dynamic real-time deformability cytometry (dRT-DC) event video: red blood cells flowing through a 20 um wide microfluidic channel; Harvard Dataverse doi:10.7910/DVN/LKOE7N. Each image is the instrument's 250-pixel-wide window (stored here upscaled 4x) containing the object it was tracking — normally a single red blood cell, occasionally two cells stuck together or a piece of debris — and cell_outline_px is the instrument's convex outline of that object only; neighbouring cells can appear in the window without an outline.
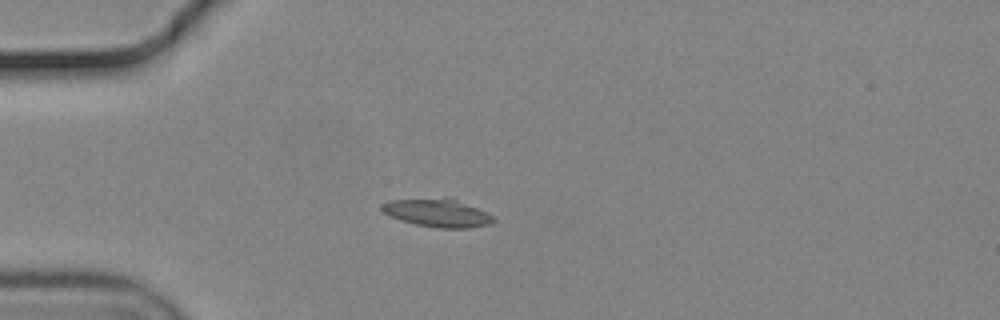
{"species": "common noctule bat (a hibernating species)", "species_latin": "Nyctalus noctula", "temperature_condition": "cold", "stored_images_in_passage": 36, "camera_frame_rate_fps": 3000, "um_per_image_px": 0.085, "animal": {"sex": "male", "body_mass_g": 19.2, "forearm_length_mm": 51.8}, "frame": {"image": 1, "passage_image": 1, "time_ms": 0.0, "image_size_px": [1000, 320], "cell_outline_px": [[496, 220], [492, 224], [468, 228], [436, 228], [416, 224], [400, 220], [384, 212], [380, 208], [380, 204], [388, 200], [444, 196], [452, 196], [488, 212], [496, 216]], "centroid_in_image_um": [37.24, 18.06], "position_along_channel_um": 47.8, "area_um2": 19.13}}
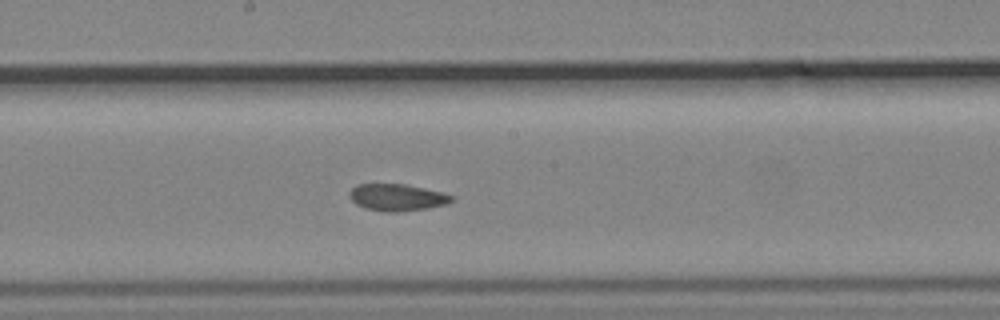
{"frame": {"image": 2, "passage_image": 16, "time_ms": 5.0, "image_size_px": [1000, 320], "cell_outline_px": [[452, 200], [448, 204], [428, 208], [396, 212], [388, 212], [364, 208], [356, 204], [348, 196], [348, 192], [356, 184], [408, 184], [440, 192], [452, 196]], "centroid_in_image_um": [33.71, 16.77], "position_along_channel_um": 214.5, "area_um2": 16.01}}
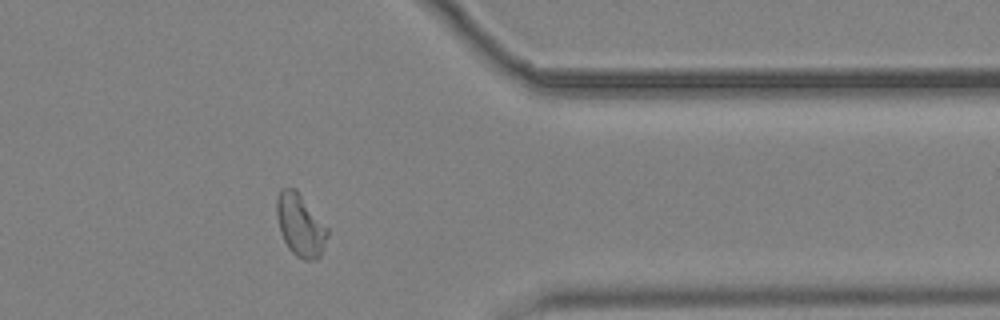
{"frame": {"image": 3, "passage_image": 31, "time_ms": 10.0, "image_size_px": [1000, 320], "cell_outline_px": [[328, 236], [324, 248], [320, 256], [316, 260], [304, 260], [296, 256], [288, 248], [280, 232], [276, 216], [276, 200], [280, 188], [296, 188], [328, 228]], "centroid_in_image_um": [25.52, 19.13], "position_along_channel_um": 385.9, "area_um2": 18.67}, "authors_computed_cell_mechanics": {"area_um2": 16.6464, "velocity_mm_per_s": 3.6928, "shape_relaxation_time_tau1_ms": null, "shape_relaxation_time_tau2_ms": 2.8578, "deformation_change_tau1": null, "deformation_change_tau2": 0.0759}}